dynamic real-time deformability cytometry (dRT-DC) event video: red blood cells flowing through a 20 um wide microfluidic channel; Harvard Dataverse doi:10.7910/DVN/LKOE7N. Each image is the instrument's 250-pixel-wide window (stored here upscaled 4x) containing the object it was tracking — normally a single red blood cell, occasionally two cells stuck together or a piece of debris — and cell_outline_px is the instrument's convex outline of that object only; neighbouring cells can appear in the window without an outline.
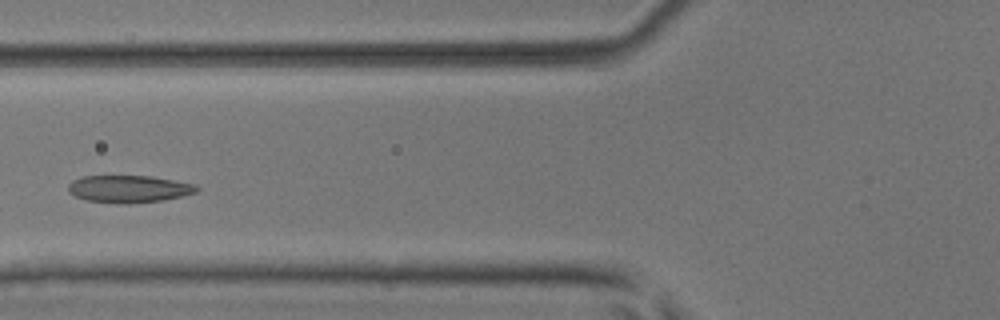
{"species": "common noctule bat (a hibernating species)", "species_latin": "Nyctalus noctula", "temperature_condition": "room temperature", "stored_images_in_passage": 5, "camera_frame_rate_fps": 3000, "um_per_image_px": 0.085, "animal": {"sex": "male", "body_mass_g": 17.9, "forearm_length_mm": 54.2}, "frame": {"image": 1, "passage_image": 5, "time_ms": 1.333, "image_size_px": [1000, 320], "cell_outline_px": [[200, 188], [196, 192], [164, 200], [128, 204], [120, 204], [88, 200], [76, 196], [68, 192], [68, 184], [72, 180], [80, 176], [152, 176], [196, 184]], "centroid_in_image_um": [10.95, 16.05], "position_along_channel_um": 114.9, "area_um2": 20.52}}